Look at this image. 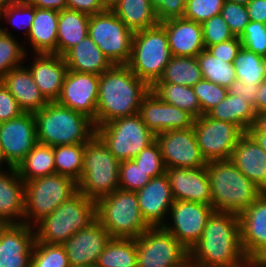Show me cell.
Wrapping results in <instances>:
<instances>
[{
	"label": "cell",
	"instance_id": "cell-26",
	"mask_svg": "<svg viewBox=\"0 0 266 267\" xmlns=\"http://www.w3.org/2000/svg\"><path fill=\"white\" fill-rule=\"evenodd\" d=\"M230 160L263 192H266V152L245 132L233 149Z\"/></svg>",
	"mask_w": 266,
	"mask_h": 267
},
{
	"label": "cell",
	"instance_id": "cell-32",
	"mask_svg": "<svg viewBox=\"0 0 266 267\" xmlns=\"http://www.w3.org/2000/svg\"><path fill=\"white\" fill-rule=\"evenodd\" d=\"M207 115L215 120L233 123L245 133L254 122L255 110L246 102L243 95L232 96L227 93L226 97Z\"/></svg>",
	"mask_w": 266,
	"mask_h": 267
},
{
	"label": "cell",
	"instance_id": "cell-19",
	"mask_svg": "<svg viewBox=\"0 0 266 267\" xmlns=\"http://www.w3.org/2000/svg\"><path fill=\"white\" fill-rule=\"evenodd\" d=\"M140 212L150 227H162L164 218L174 203L166 173L153 177L143 188L136 191Z\"/></svg>",
	"mask_w": 266,
	"mask_h": 267
},
{
	"label": "cell",
	"instance_id": "cell-15",
	"mask_svg": "<svg viewBox=\"0 0 266 267\" xmlns=\"http://www.w3.org/2000/svg\"><path fill=\"white\" fill-rule=\"evenodd\" d=\"M213 211L212 205L174 200L168 213L172 216L173 225L165 224L162 227L190 251L202 237Z\"/></svg>",
	"mask_w": 266,
	"mask_h": 267
},
{
	"label": "cell",
	"instance_id": "cell-63",
	"mask_svg": "<svg viewBox=\"0 0 266 267\" xmlns=\"http://www.w3.org/2000/svg\"><path fill=\"white\" fill-rule=\"evenodd\" d=\"M24 0H0V9L23 2Z\"/></svg>",
	"mask_w": 266,
	"mask_h": 267
},
{
	"label": "cell",
	"instance_id": "cell-8",
	"mask_svg": "<svg viewBox=\"0 0 266 267\" xmlns=\"http://www.w3.org/2000/svg\"><path fill=\"white\" fill-rule=\"evenodd\" d=\"M172 55L164 26L135 31L132 53L127 66L150 87L159 80Z\"/></svg>",
	"mask_w": 266,
	"mask_h": 267
},
{
	"label": "cell",
	"instance_id": "cell-5",
	"mask_svg": "<svg viewBox=\"0 0 266 267\" xmlns=\"http://www.w3.org/2000/svg\"><path fill=\"white\" fill-rule=\"evenodd\" d=\"M96 220V201L79 190L44 217L36 228V240L45 244L63 245L76 232Z\"/></svg>",
	"mask_w": 266,
	"mask_h": 267
},
{
	"label": "cell",
	"instance_id": "cell-1",
	"mask_svg": "<svg viewBox=\"0 0 266 267\" xmlns=\"http://www.w3.org/2000/svg\"><path fill=\"white\" fill-rule=\"evenodd\" d=\"M241 246L239 215L213 211L202 237L189 251V264L205 267H248Z\"/></svg>",
	"mask_w": 266,
	"mask_h": 267
},
{
	"label": "cell",
	"instance_id": "cell-52",
	"mask_svg": "<svg viewBox=\"0 0 266 267\" xmlns=\"http://www.w3.org/2000/svg\"><path fill=\"white\" fill-rule=\"evenodd\" d=\"M24 111L0 81V123L20 116Z\"/></svg>",
	"mask_w": 266,
	"mask_h": 267
},
{
	"label": "cell",
	"instance_id": "cell-58",
	"mask_svg": "<svg viewBox=\"0 0 266 267\" xmlns=\"http://www.w3.org/2000/svg\"><path fill=\"white\" fill-rule=\"evenodd\" d=\"M266 111V78L259 84L255 98V113Z\"/></svg>",
	"mask_w": 266,
	"mask_h": 267
},
{
	"label": "cell",
	"instance_id": "cell-50",
	"mask_svg": "<svg viewBox=\"0 0 266 267\" xmlns=\"http://www.w3.org/2000/svg\"><path fill=\"white\" fill-rule=\"evenodd\" d=\"M2 14L3 16L7 17L6 20H8L13 26L26 28V33L29 35V31L31 30L32 22L35 16V6L27 4L23 1L0 9V18ZM19 17L21 19H19L20 23L17 20Z\"/></svg>",
	"mask_w": 266,
	"mask_h": 267
},
{
	"label": "cell",
	"instance_id": "cell-51",
	"mask_svg": "<svg viewBox=\"0 0 266 267\" xmlns=\"http://www.w3.org/2000/svg\"><path fill=\"white\" fill-rule=\"evenodd\" d=\"M159 23L184 16L187 0H149Z\"/></svg>",
	"mask_w": 266,
	"mask_h": 267
},
{
	"label": "cell",
	"instance_id": "cell-56",
	"mask_svg": "<svg viewBox=\"0 0 266 267\" xmlns=\"http://www.w3.org/2000/svg\"><path fill=\"white\" fill-rule=\"evenodd\" d=\"M246 7L251 21L266 24V0H250Z\"/></svg>",
	"mask_w": 266,
	"mask_h": 267
},
{
	"label": "cell",
	"instance_id": "cell-2",
	"mask_svg": "<svg viewBox=\"0 0 266 267\" xmlns=\"http://www.w3.org/2000/svg\"><path fill=\"white\" fill-rule=\"evenodd\" d=\"M151 87L127 65H113L100 75L96 127L112 120L138 114Z\"/></svg>",
	"mask_w": 266,
	"mask_h": 267
},
{
	"label": "cell",
	"instance_id": "cell-62",
	"mask_svg": "<svg viewBox=\"0 0 266 267\" xmlns=\"http://www.w3.org/2000/svg\"><path fill=\"white\" fill-rule=\"evenodd\" d=\"M253 262L266 266V248L253 260Z\"/></svg>",
	"mask_w": 266,
	"mask_h": 267
},
{
	"label": "cell",
	"instance_id": "cell-59",
	"mask_svg": "<svg viewBox=\"0 0 266 267\" xmlns=\"http://www.w3.org/2000/svg\"><path fill=\"white\" fill-rule=\"evenodd\" d=\"M247 132L266 133V111L255 113L254 122Z\"/></svg>",
	"mask_w": 266,
	"mask_h": 267
},
{
	"label": "cell",
	"instance_id": "cell-35",
	"mask_svg": "<svg viewBox=\"0 0 266 267\" xmlns=\"http://www.w3.org/2000/svg\"><path fill=\"white\" fill-rule=\"evenodd\" d=\"M151 91L163 102L187 111L195 119L201 116V107L193 87L171 84L154 83Z\"/></svg>",
	"mask_w": 266,
	"mask_h": 267
},
{
	"label": "cell",
	"instance_id": "cell-41",
	"mask_svg": "<svg viewBox=\"0 0 266 267\" xmlns=\"http://www.w3.org/2000/svg\"><path fill=\"white\" fill-rule=\"evenodd\" d=\"M9 31L0 27V80L13 68L21 66L26 56L25 49Z\"/></svg>",
	"mask_w": 266,
	"mask_h": 267
},
{
	"label": "cell",
	"instance_id": "cell-44",
	"mask_svg": "<svg viewBox=\"0 0 266 267\" xmlns=\"http://www.w3.org/2000/svg\"><path fill=\"white\" fill-rule=\"evenodd\" d=\"M151 179L132 159L120 162L119 189L136 192L143 188Z\"/></svg>",
	"mask_w": 266,
	"mask_h": 267
},
{
	"label": "cell",
	"instance_id": "cell-34",
	"mask_svg": "<svg viewBox=\"0 0 266 267\" xmlns=\"http://www.w3.org/2000/svg\"><path fill=\"white\" fill-rule=\"evenodd\" d=\"M16 169L24 182L56 173L53 147L37 143Z\"/></svg>",
	"mask_w": 266,
	"mask_h": 267
},
{
	"label": "cell",
	"instance_id": "cell-55",
	"mask_svg": "<svg viewBox=\"0 0 266 267\" xmlns=\"http://www.w3.org/2000/svg\"><path fill=\"white\" fill-rule=\"evenodd\" d=\"M67 9L76 10L88 15L105 11L101 0H66Z\"/></svg>",
	"mask_w": 266,
	"mask_h": 267
},
{
	"label": "cell",
	"instance_id": "cell-6",
	"mask_svg": "<svg viewBox=\"0 0 266 267\" xmlns=\"http://www.w3.org/2000/svg\"><path fill=\"white\" fill-rule=\"evenodd\" d=\"M118 161L110 149L95 134L84 143V160L82 176L78 190L87 198L97 201L119 189Z\"/></svg>",
	"mask_w": 266,
	"mask_h": 267
},
{
	"label": "cell",
	"instance_id": "cell-9",
	"mask_svg": "<svg viewBox=\"0 0 266 267\" xmlns=\"http://www.w3.org/2000/svg\"><path fill=\"white\" fill-rule=\"evenodd\" d=\"M77 191L74 179L57 173L25 182L24 223L36 225Z\"/></svg>",
	"mask_w": 266,
	"mask_h": 267
},
{
	"label": "cell",
	"instance_id": "cell-46",
	"mask_svg": "<svg viewBox=\"0 0 266 267\" xmlns=\"http://www.w3.org/2000/svg\"><path fill=\"white\" fill-rule=\"evenodd\" d=\"M201 25L206 49L209 46L229 41L235 37L221 14L211 17Z\"/></svg>",
	"mask_w": 266,
	"mask_h": 267
},
{
	"label": "cell",
	"instance_id": "cell-49",
	"mask_svg": "<svg viewBox=\"0 0 266 267\" xmlns=\"http://www.w3.org/2000/svg\"><path fill=\"white\" fill-rule=\"evenodd\" d=\"M223 19L227 22L234 36H240L245 26L250 22L247 7L242 4L225 1L221 10Z\"/></svg>",
	"mask_w": 266,
	"mask_h": 267
},
{
	"label": "cell",
	"instance_id": "cell-65",
	"mask_svg": "<svg viewBox=\"0 0 266 267\" xmlns=\"http://www.w3.org/2000/svg\"><path fill=\"white\" fill-rule=\"evenodd\" d=\"M225 1L237 3V4H242L245 6L250 2V0H225Z\"/></svg>",
	"mask_w": 266,
	"mask_h": 267
},
{
	"label": "cell",
	"instance_id": "cell-4",
	"mask_svg": "<svg viewBox=\"0 0 266 267\" xmlns=\"http://www.w3.org/2000/svg\"><path fill=\"white\" fill-rule=\"evenodd\" d=\"M33 114L38 143L52 147L86 143L96 134L92 119L80 112L63 107L56 101L49 102Z\"/></svg>",
	"mask_w": 266,
	"mask_h": 267
},
{
	"label": "cell",
	"instance_id": "cell-11",
	"mask_svg": "<svg viewBox=\"0 0 266 267\" xmlns=\"http://www.w3.org/2000/svg\"><path fill=\"white\" fill-rule=\"evenodd\" d=\"M88 35L113 65H127L134 32L112 10L90 15Z\"/></svg>",
	"mask_w": 266,
	"mask_h": 267
},
{
	"label": "cell",
	"instance_id": "cell-61",
	"mask_svg": "<svg viewBox=\"0 0 266 267\" xmlns=\"http://www.w3.org/2000/svg\"><path fill=\"white\" fill-rule=\"evenodd\" d=\"M105 10H112L120 0H101Z\"/></svg>",
	"mask_w": 266,
	"mask_h": 267
},
{
	"label": "cell",
	"instance_id": "cell-68",
	"mask_svg": "<svg viewBox=\"0 0 266 267\" xmlns=\"http://www.w3.org/2000/svg\"><path fill=\"white\" fill-rule=\"evenodd\" d=\"M250 263H251L254 267H266V266H262V265H260V264H257V263H255V262H253V261H250Z\"/></svg>",
	"mask_w": 266,
	"mask_h": 267
},
{
	"label": "cell",
	"instance_id": "cell-42",
	"mask_svg": "<svg viewBox=\"0 0 266 267\" xmlns=\"http://www.w3.org/2000/svg\"><path fill=\"white\" fill-rule=\"evenodd\" d=\"M63 245L45 244L35 241L31 257V267H69Z\"/></svg>",
	"mask_w": 266,
	"mask_h": 267
},
{
	"label": "cell",
	"instance_id": "cell-12",
	"mask_svg": "<svg viewBox=\"0 0 266 267\" xmlns=\"http://www.w3.org/2000/svg\"><path fill=\"white\" fill-rule=\"evenodd\" d=\"M141 267H186L189 251L163 227H150L136 238Z\"/></svg>",
	"mask_w": 266,
	"mask_h": 267
},
{
	"label": "cell",
	"instance_id": "cell-7",
	"mask_svg": "<svg viewBox=\"0 0 266 267\" xmlns=\"http://www.w3.org/2000/svg\"><path fill=\"white\" fill-rule=\"evenodd\" d=\"M96 220L111 238L136 239L150 228L140 212L136 192L121 189L96 201Z\"/></svg>",
	"mask_w": 266,
	"mask_h": 267
},
{
	"label": "cell",
	"instance_id": "cell-48",
	"mask_svg": "<svg viewBox=\"0 0 266 267\" xmlns=\"http://www.w3.org/2000/svg\"><path fill=\"white\" fill-rule=\"evenodd\" d=\"M239 38L243 47L258 55L266 56V24L250 20Z\"/></svg>",
	"mask_w": 266,
	"mask_h": 267
},
{
	"label": "cell",
	"instance_id": "cell-45",
	"mask_svg": "<svg viewBox=\"0 0 266 267\" xmlns=\"http://www.w3.org/2000/svg\"><path fill=\"white\" fill-rule=\"evenodd\" d=\"M151 178L160 176L166 172L159 144L154 140L132 159Z\"/></svg>",
	"mask_w": 266,
	"mask_h": 267
},
{
	"label": "cell",
	"instance_id": "cell-17",
	"mask_svg": "<svg viewBox=\"0 0 266 267\" xmlns=\"http://www.w3.org/2000/svg\"><path fill=\"white\" fill-rule=\"evenodd\" d=\"M99 79L96 74L68 70L56 102L88 116L96 127Z\"/></svg>",
	"mask_w": 266,
	"mask_h": 267
},
{
	"label": "cell",
	"instance_id": "cell-13",
	"mask_svg": "<svg viewBox=\"0 0 266 267\" xmlns=\"http://www.w3.org/2000/svg\"><path fill=\"white\" fill-rule=\"evenodd\" d=\"M193 130L201 154L207 162L230 159L244 134L237 125L212 119L207 114L194 120Z\"/></svg>",
	"mask_w": 266,
	"mask_h": 267
},
{
	"label": "cell",
	"instance_id": "cell-14",
	"mask_svg": "<svg viewBox=\"0 0 266 267\" xmlns=\"http://www.w3.org/2000/svg\"><path fill=\"white\" fill-rule=\"evenodd\" d=\"M163 162L169 168H200L207 164L197 144L193 127L163 131L155 135Z\"/></svg>",
	"mask_w": 266,
	"mask_h": 267
},
{
	"label": "cell",
	"instance_id": "cell-30",
	"mask_svg": "<svg viewBox=\"0 0 266 267\" xmlns=\"http://www.w3.org/2000/svg\"><path fill=\"white\" fill-rule=\"evenodd\" d=\"M58 11L35 7V16L29 31V43L35 54H57Z\"/></svg>",
	"mask_w": 266,
	"mask_h": 267
},
{
	"label": "cell",
	"instance_id": "cell-10",
	"mask_svg": "<svg viewBox=\"0 0 266 267\" xmlns=\"http://www.w3.org/2000/svg\"><path fill=\"white\" fill-rule=\"evenodd\" d=\"M96 135L120 162L133 159L155 140L139 114L102 124L96 127Z\"/></svg>",
	"mask_w": 266,
	"mask_h": 267
},
{
	"label": "cell",
	"instance_id": "cell-16",
	"mask_svg": "<svg viewBox=\"0 0 266 267\" xmlns=\"http://www.w3.org/2000/svg\"><path fill=\"white\" fill-rule=\"evenodd\" d=\"M37 143L33 113L24 112L0 123V146L8 167H17Z\"/></svg>",
	"mask_w": 266,
	"mask_h": 267
},
{
	"label": "cell",
	"instance_id": "cell-40",
	"mask_svg": "<svg viewBox=\"0 0 266 267\" xmlns=\"http://www.w3.org/2000/svg\"><path fill=\"white\" fill-rule=\"evenodd\" d=\"M232 64L235 67L237 79L243 83L255 85L265 79L264 56L249 51L243 46Z\"/></svg>",
	"mask_w": 266,
	"mask_h": 267
},
{
	"label": "cell",
	"instance_id": "cell-23",
	"mask_svg": "<svg viewBox=\"0 0 266 267\" xmlns=\"http://www.w3.org/2000/svg\"><path fill=\"white\" fill-rule=\"evenodd\" d=\"M35 225L11 224L0 241V267H31Z\"/></svg>",
	"mask_w": 266,
	"mask_h": 267
},
{
	"label": "cell",
	"instance_id": "cell-69",
	"mask_svg": "<svg viewBox=\"0 0 266 267\" xmlns=\"http://www.w3.org/2000/svg\"><path fill=\"white\" fill-rule=\"evenodd\" d=\"M189 267H205V266L189 264Z\"/></svg>",
	"mask_w": 266,
	"mask_h": 267
},
{
	"label": "cell",
	"instance_id": "cell-70",
	"mask_svg": "<svg viewBox=\"0 0 266 267\" xmlns=\"http://www.w3.org/2000/svg\"><path fill=\"white\" fill-rule=\"evenodd\" d=\"M264 65H265V78H266V56L264 57Z\"/></svg>",
	"mask_w": 266,
	"mask_h": 267
},
{
	"label": "cell",
	"instance_id": "cell-33",
	"mask_svg": "<svg viewBox=\"0 0 266 267\" xmlns=\"http://www.w3.org/2000/svg\"><path fill=\"white\" fill-rule=\"evenodd\" d=\"M112 11L133 32L159 23L156 10L149 0H120Z\"/></svg>",
	"mask_w": 266,
	"mask_h": 267
},
{
	"label": "cell",
	"instance_id": "cell-71",
	"mask_svg": "<svg viewBox=\"0 0 266 267\" xmlns=\"http://www.w3.org/2000/svg\"><path fill=\"white\" fill-rule=\"evenodd\" d=\"M248 267H254L251 263H249Z\"/></svg>",
	"mask_w": 266,
	"mask_h": 267
},
{
	"label": "cell",
	"instance_id": "cell-37",
	"mask_svg": "<svg viewBox=\"0 0 266 267\" xmlns=\"http://www.w3.org/2000/svg\"><path fill=\"white\" fill-rule=\"evenodd\" d=\"M97 267H135L136 239L111 238L96 263Z\"/></svg>",
	"mask_w": 266,
	"mask_h": 267
},
{
	"label": "cell",
	"instance_id": "cell-36",
	"mask_svg": "<svg viewBox=\"0 0 266 267\" xmlns=\"http://www.w3.org/2000/svg\"><path fill=\"white\" fill-rule=\"evenodd\" d=\"M196 57L172 56L163 74L155 83H171L193 87L202 80Z\"/></svg>",
	"mask_w": 266,
	"mask_h": 267
},
{
	"label": "cell",
	"instance_id": "cell-25",
	"mask_svg": "<svg viewBox=\"0 0 266 267\" xmlns=\"http://www.w3.org/2000/svg\"><path fill=\"white\" fill-rule=\"evenodd\" d=\"M31 67L35 83L40 92L49 101H56L62 91L68 68L63 56L54 53L36 54Z\"/></svg>",
	"mask_w": 266,
	"mask_h": 267
},
{
	"label": "cell",
	"instance_id": "cell-60",
	"mask_svg": "<svg viewBox=\"0 0 266 267\" xmlns=\"http://www.w3.org/2000/svg\"><path fill=\"white\" fill-rule=\"evenodd\" d=\"M247 133L266 152V133H263V132H247Z\"/></svg>",
	"mask_w": 266,
	"mask_h": 267
},
{
	"label": "cell",
	"instance_id": "cell-3",
	"mask_svg": "<svg viewBox=\"0 0 266 267\" xmlns=\"http://www.w3.org/2000/svg\"><path fill=\"white\" fill-rule=\"evenodd\" d=\"M206 171L214 211L240 215L263 193L230 159L207 162Z\"/></svg>",
	"mask_w": 266,
	"mask_h": 267
},
{
	"label": "cell",
	"instance_id": "cell-22",
	"mask_svg": "<svg viewBox=\"0 0 266 267\" xmlns=\"http://www.w3.org/2000/svg\"><path fill=\"white\" fill-rule=\"evenodd\" d=\"M241 246L249 261L266 248V192L239 215Z\"/></svg>",
	"mask_w": 266,
	"mask_h": 267
},
{
	"label": "cell",
	"instance_id": "cell-47",
	"mask_svg": "<svg viewBox=\"0 0 266 267\" xmlns=\"http://www.w3.org/2000/svg\"><path fill=\"white\" fill-rule=\"evenodd\" d=\"M225 0H187L184 18L202 24L211 17L221 14Z\"/></svg>",
	"mask_w": 266,
	"mask_h": 267
},
{
	"label": "cell",
	"instance_id": "cell-29",
	"mask_svg": "<svg viewBox=\"0 0 266 267\" xmlns=\"http://www.w3.org/2000/svg\"><path fill=\"white\" fill-rule=\"evenodd\" d=\"M63 58L68 70L99 76L113 66L89 35L69 49Z\"/></svg>",
	"mask_w": 266,
	"mask_h": 267
},
{
	"label": "cell",
	"instance_id": "cell-43",
	"mask_svg": "<svg viewBox=\"0 0 266 267\" xmlns=\"http://www.w3.org/2000/svg\"><path fill=\"white\" fill-rule=\"evenodd\" d=\"M195 95L201 107V115L207 114L227 95L228 88L202 79L193 86Z\"/></svg>",
	"mask_w": 266,
	"mask_h": 267
},
{
	"label": "cell",
	"instance_id": "cell-27",
	"mask_svg": "<svg viewBox=\"0 0 266 267\" xmlns=\"http://www.w3.org/2000/svg\"><path fill=\"white\" fill-rule=\"evenodd\" d=\"M0 81L24 112L35 113L49 103L40 92L29 68L23 65L10 70Z\"/></svg>",
	"mask_w": 266,
	"mask_h": 267
},
{
	"label": "cell",
	"instance_id": "cell-66",
	"mask_svg": "<svg viewBox=\"0 0 266 267\" xmlns=\"http://www.w3.org/2000/svg\"><path fill=\"white\" fill-rule=\"evenodd\" d=\"M69 267H97V265L96 264L70 265Z\"/></svg>",
	"mask_w": 266,
	"mask_h": 267
},
{
	"label": "cell",
	"instance_id": "cell-57",
	"mask_svg": "<svg viewBox=\"0 0 266 267\" xmlns=\"http://www.w3.org/2000/svg\"><path fill=\"white\" fill-rule=\"evenodd\" d=\"M24 2L40 9L61 11L67 8L66 0H24Z\"/></svg>",
	"mask_w": 266,
	"mask_h": 267
},
{
	"label": "cell",
	"instance_id": "cell-24",
	"mask_svg": "<svg viewBox=\"0 0 266 267\" xmlns=\"http://www.w3.org/2000/svg\"><path fill=\"white\" fill-rule=\"evenodd\" d=\"M172 56L197 57L205 48L202 25L184 17L161 22Z\"/></svg>",
	"mask_w": 266,
	"mask_h": 267
},
{
	"label": "cell",
	"instance_id": "cell-64",
	"mask_svg": "<svg viewBox=\"0 0 266 267\" xmlns=\"http://www.w3.org/2000/svg\"><path fill=\"white\" fill-rule=\"evenodd\" d=\"M11 224H9L7 221L3 220L0 218V241L2 238V235L4 234L5 230L10 226Z\"/></svg>",
	"mask_w": 266,
	"mask_h": 267
},
{
	"label": "cell",
	"instance_id": "cell-53",
	"mask_svg": "<svg viewBox=\"0 0 266 267\" xmlns=\"http://www.w3.org/2000/svg\"><path fill=\"white\" fill-rule=\"evenodd\" d=\"M241 47L242 44L240 38L235 36L229 41L209 46L206 50L214 57L221 58L227 63H232Z\"/></svg>",
	"mask_w": 266,
	"mask_h": 267
},
{
	"label": "cell",
	"instance_id": "cell-28",
	"mask_svg": "<svg viewBox=\"0 0 266 267\" xmlns=\"http://www.w3.org/2000/svg\"><path fill=\"white\" fill-rule=\"evenodd\" d=\"M7 174L0 171V218L9 224L24 223L25 182L18 175L16 167H9ZM16 219H21L17 220Z\"/></svg>",
	"mask_w": 266,
	"mask_h": 267
},
{
	"label": "cell",
	"instance_id": "cell-67",
	"mask_svg": "<svg viewBox=\"0 0 266 267\" xmlns=\"http://www.w3.org/2000/svg\"><path fill=\"white\" fill-rule=\"evenodd\" d=\"M5 162L6 163V161H5V159H4V157H3V153H2V150H1V146H0V171H1V164H3V163Z\"/></svg>",
	"mask_w": 266,
	"mask_h": 267
},
{
	"label": "cell",
	"instance_id": "cell-39",
	"mask_svg": "<svg viewBox=\"0 0 266 267\" xmlns=\"http://www.w3.org/2000/svg\"><path fill=\"white\" fill-rule=\"evenodd\" d=\"M203 79L229 88L237 79L235 67L204 49L196 57Z\"/></svg>",
	"mask_w": 266,
	"mask_h": 267
},
{
	"label": "cell",
	"instance_id": "cell-21",
	"mask_svg": "<svg viewBox=\"0 0 266 267\" xmlns=\"http://www.w3.org/2000/svg\"><path fill=\"white\" fill-rule=\"evenodd\" d=\"M110 239L109 233L95 220L87 228L76 232L63 244L69 264H96Z\"/></svg>",
	"mask_w": 266,
	"mask_h": 267
},
{
	"label": "cell",
	"instance_id": "cell-38",
	"mask_svg": "<svg viewBox=\"0 0 266 267\" xmlns=\"http://www.w3.org/2000/svg\"><path fill=\"white\" fill-rule=\"evenodd\" d=\"M55 172L78 182L82 176L84 143L53 147Z\"/></svg>",
	"mask_w": 266,
	"mask_h": 267
},
{
	"label": "cell",
	"instance_id": "cell-20",
	"mask_svg": "<svg viewBox=\"0 0 266 267\" xmlns=\"http://www.w3.org/2000/svg\"><path fill=\"white\" fill-rule=\"evenodd\" d=\"M174 200L211 205V186L206 166L166 169Z\"/></svg>",
	"mask_w": 266,
	"mask_h": 267
},
{
	"label": "cell",
	"instance_id": "cell-31",
	"mask_svg": "<svg viewBox=\"0 0 266 267\" xmlns=\"http://www.w3.org/2000/svg\"><path fill=\"white\" fill-rule=\"evenodd\" d=\"M90 15L71 9L58 11L57 54L63 56L88 35Z\"/></svg>",
	"mask_w": 266,
	"mask_h": 267
},
{
	"label": "cell",
	"instance_id": "cell-54",
	"mask_svg": "<svg viewBox=\"0 0 266 267\" xmlns=\"http://www.w3.org/2000/svg\"><path fill=\"white\" fill-rule=\"evenodd\" d=\"M258 90H259V84L250 85L243 83L239 79H236L232 83V85L228 88V93L232 96L243 95L246 102L251 104L255 110V98Z\"/></svg>",
	"mask_w": 266,
	"mask_h": 267
},
{
	"label": "cell",
	"instance_id": "cell-18",
	"mask_svg": "<svg viewBox=\"0 0 266 267\" xmlns=\"http://www.w3.org/2000/svg\"><path fill=\"white\" fill-rule=\"evenodd\" d=\"M138 114L154 135L193 127L195 120L187 111L161 101L151 90L143 98Z\"/></svg>",
	"mask_w": 266,
	"mask_h": 267
}]
</instances>
